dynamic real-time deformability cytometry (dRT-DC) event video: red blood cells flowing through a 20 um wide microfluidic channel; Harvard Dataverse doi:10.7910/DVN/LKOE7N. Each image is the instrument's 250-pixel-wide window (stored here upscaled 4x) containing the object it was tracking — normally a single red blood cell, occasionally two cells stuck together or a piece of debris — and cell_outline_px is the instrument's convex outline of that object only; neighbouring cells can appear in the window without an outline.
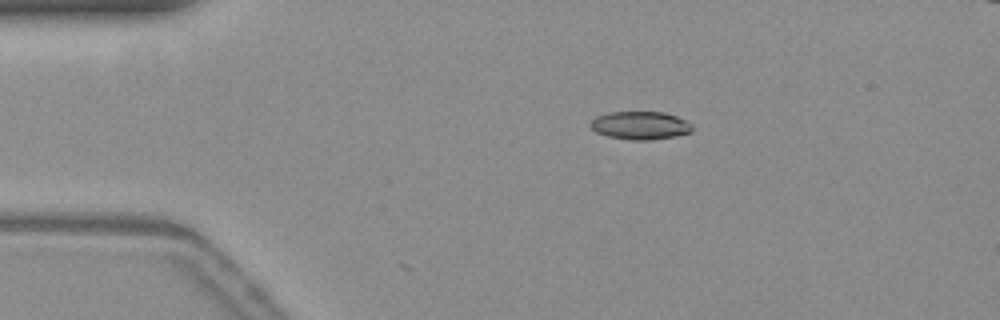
{"species": "common noctule bat (a hibernating species)", "species_latin": "Nyctalus noctula", "temperature_condition": "warm", "stored_images_in_passage": 2, "camera_frame_rate_fps": 3000, "um_per_image_px": 0.085, "animal": {"sex": "female", "body_mass_g": 19.3, "forearm_length_mm": 54.1}, "frame": {"image": 1, "passage_image": 2, "time_ms": 0.333, "image_size_px": [1000, 320], "cell_outline_px": [[692, 132], [676, 136], [652, 140], [632, 140], [608, 136], [596, 132], [588, 124], [596, 116], [608, 112], [664, 112], [676, 116], [692, 124]], "centroid_in_image_um": [54.42, 10.66], "position_along_channel_um": 30.6, "area_um2": 16.7}}